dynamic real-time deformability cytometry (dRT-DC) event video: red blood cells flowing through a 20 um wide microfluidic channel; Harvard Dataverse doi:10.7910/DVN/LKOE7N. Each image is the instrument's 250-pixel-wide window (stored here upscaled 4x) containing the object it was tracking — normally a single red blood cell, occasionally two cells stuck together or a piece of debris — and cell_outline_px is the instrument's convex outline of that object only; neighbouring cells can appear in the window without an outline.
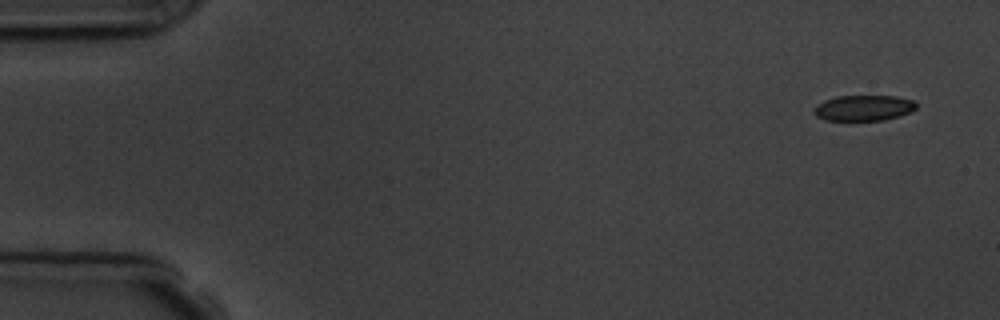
{"species": "common noctule bat (a hibernating species)", "species_latin": "Nyctalus noctula", "temperature_condition": "room temperature", "stored_images_in_passage": 4, "camera_frame_rate_fps": 3000, "um_per_image_px": 0.085, "animal": {"sex": "male", "body_mass_g": 19.5, "forearm_length_mm": 54.6}, "frame": {"image": 1, "passage_image": 1, "time_ms": 0.0, "image_size_px": [1000, 320], "cell_outline_px": [[916, 108], [900, 116], [884, 120], [824, 120], [816, 116], [812, 112], [816, 104], [824, 100], [836, 96], [896, 96], [912, 100], [916, 104]], "centroid_in_image_um": [73.36, 9.17], "position_along_channel_um": 11.6, "area_um2": 15.32}}